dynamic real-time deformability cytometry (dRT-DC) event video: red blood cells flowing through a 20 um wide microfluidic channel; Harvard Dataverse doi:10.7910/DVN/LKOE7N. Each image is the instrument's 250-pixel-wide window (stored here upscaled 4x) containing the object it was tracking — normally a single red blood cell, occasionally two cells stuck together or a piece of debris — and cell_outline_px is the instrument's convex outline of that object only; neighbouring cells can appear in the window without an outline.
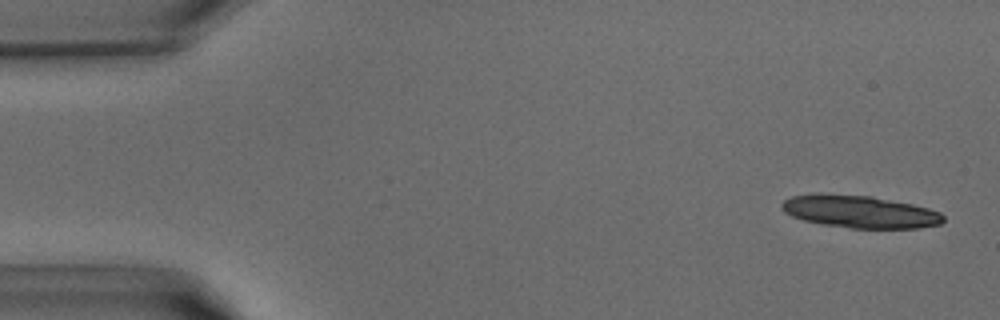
{"species": "common noctule bat (a hibernating species)", "species_latin": "Nyctalus noctula", "temperature_condition": "warm", "stored_images_in_passage": 8, "camera_frame_rate_fps": 3000, "um_per_image_px": 0.085, "animal": {"sex": "male", "body_mass_g": 15.6}, "frame": {"image": 1, "passage_image": 2, "time_ms": 0.333, "image_size_px": [1000, 320], "cell_outline_px": [[944, 220], [940, 224], [920, 228], [848, 228], [820, 224], [804, 220], [792, 216], [784, 212], [780, 208], [780, 204], [784, 200], [792, 196], [812, 192], [820, 192], [872, 196], [912, 204], [928, 208], [940, 212], [944, 216]], "centroid_in_image_um": [73.02, 17.97], "position_along_channel_um": 12.0, "area_um2": 31.1}}